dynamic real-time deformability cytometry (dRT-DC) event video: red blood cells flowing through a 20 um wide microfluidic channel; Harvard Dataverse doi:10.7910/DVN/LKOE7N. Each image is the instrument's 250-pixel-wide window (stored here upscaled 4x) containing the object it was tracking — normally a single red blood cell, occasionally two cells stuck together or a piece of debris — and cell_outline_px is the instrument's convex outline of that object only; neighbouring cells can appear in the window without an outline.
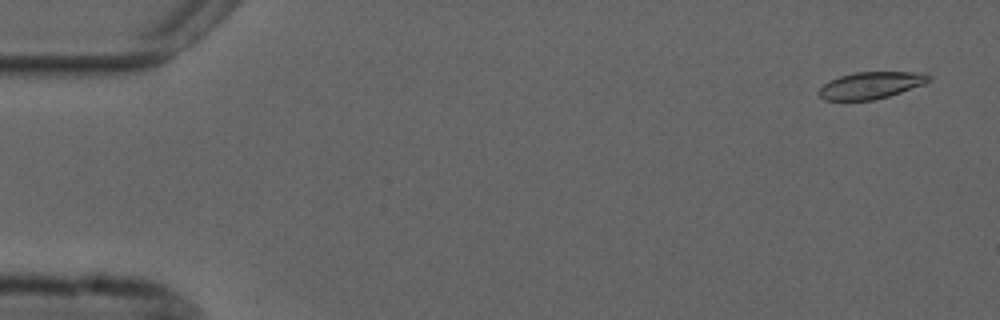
{"species": "common noctule bat (a hibernating species)", "species_latin": "Nyctalus noctula", "temperature_condition": "cold", "stored_images_in_passage": 14, "camera_frame_rate_fps": 3000, "um_per_image_px": 0.085, "animal": {"sex": "male", "forearm_length_mm": 52.5}, "frame": {"image": 1, "passage_image": 3, "time_ms": 0.667, "image_size_px": [1000, 320], "cell_outline_px": [[932, 80], [924, 84], [888, 96], [872, 100], [824, 100], [816, 92], [824, 84], [840, 76], [856, 72], [912, 72], [932, 76]], "centroid_in_image_um": [74.01, 7.25], "position_along_channel_um": 11.0, "area_um2": 16.99}}